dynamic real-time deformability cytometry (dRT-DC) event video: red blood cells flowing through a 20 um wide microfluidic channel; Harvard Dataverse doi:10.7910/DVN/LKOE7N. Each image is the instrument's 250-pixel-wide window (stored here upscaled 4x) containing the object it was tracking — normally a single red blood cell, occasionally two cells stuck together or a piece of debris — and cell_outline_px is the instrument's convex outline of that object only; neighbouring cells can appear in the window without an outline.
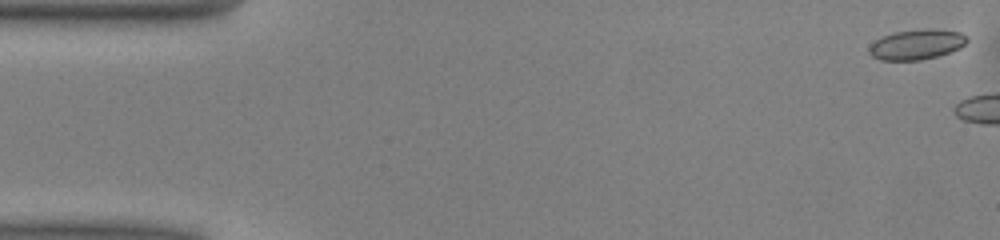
{"species": "common noctule bat (a hibernating species)", "species_latin": "Nyctalus noctula", "temperature_condition": "warm", "stored_images_in_passage": 5, "camera_frame_rate_fps": 3000, "um_per_image_px": 0.085, "animal": {"sex": "male", "body_mass_g": 13.0, "forearm_length_mm": 53.1}, "frame": {"image": 1, "passage_image": 1, "time_ms": 0.0, "image_size_px": [1000, 240], "cell_outline_px": [[968, 40], [960, 48], [936, 56], [920, 60], [880, 60], [872, 56], [868, 52], [868, 48], [876, 40], [892, 32], [920, 28], [936, 28], [960, 32], [968, 36]], "centroid_in_image_um": [77.92, 3.75], "position_along_channel_um": 7.1, "area_um2": 17.34}}